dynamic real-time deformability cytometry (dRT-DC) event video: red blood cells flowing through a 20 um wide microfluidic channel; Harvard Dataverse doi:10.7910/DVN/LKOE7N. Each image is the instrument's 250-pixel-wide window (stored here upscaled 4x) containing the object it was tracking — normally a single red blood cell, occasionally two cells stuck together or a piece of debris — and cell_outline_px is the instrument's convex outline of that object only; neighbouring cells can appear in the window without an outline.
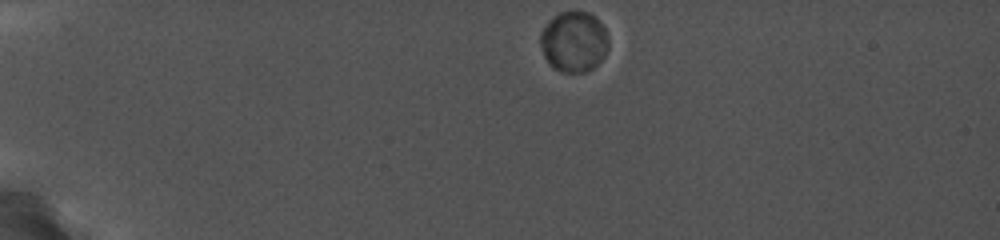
{"species": "common noctule bat (a hibernating species)", "species_latin": "Nyctalus noctula", "temperature_condition": "cold", "stored_images_in_passage": 47, "camera_frame_rate_fps": 5000, "um_per_image_px": 0.085, "animal": {"sex": "female", "body_mass_g": 19.0, "forearm_length_mm": 56.7}, "frame": {"image": 1, "passage_image": 1, "time_ms": 0.0, "image_size_px": [1000, 240], "cell_outline_px": [[608, 48], [604, 56], [592, 68], [584, 72], [564, 72], [552, 68], [548, 64], [544, 56], [540, 44], [540, 32], [548, 20], [552, 16], [560, 12], [588, 12], [596, 16], [604, 28], [608, 36]], "centroid_in_image_um": [48.76, 3.53], "position_along_channel_um": 36.2, "area_um2": 24.22}}
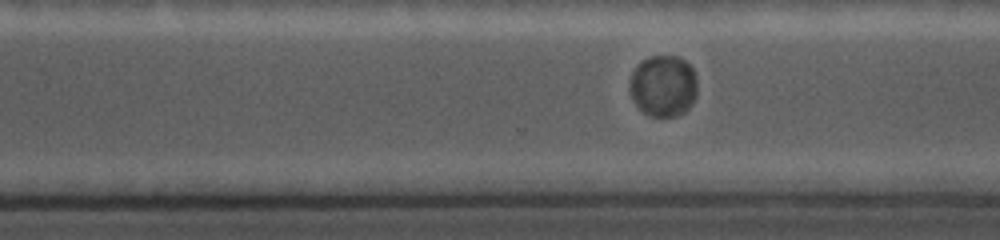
{"frame": {"image": 2, "passage_image": 40, "time_ms": 9.6, "image_size_px": [1000, 240], "cell_outline_px": [[696, 96], [692, 104], [684, 112], [676, 116], [652, 116], [644, 112], [636, 104], [628, 88], [632, 72], [640, 60], [648, 56], [676, 56], [684, 60], [692, 68], [696, 76]], "centroid_in_image_um": [56.37, 7.28], "position_along_channel_um": 314.2, "area_um2": 24.28}}
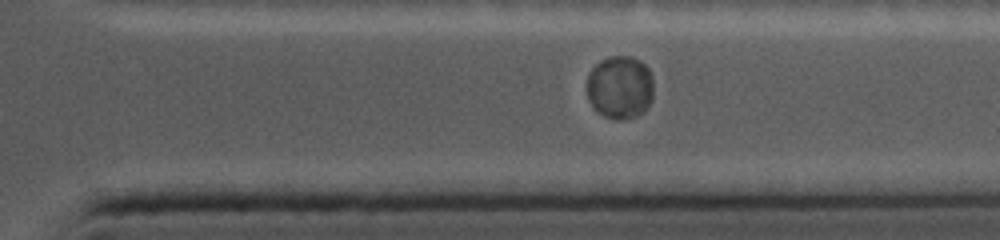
{"frame": {"image": 3, "passage_image": 45, "time_ms": 10.8, "image_size_px": [1000, 240], "cell_outline_px": [[652, 96], [644, 112], [636, 116], [624, 120], [616, 120], [604, 116], [588, 100], [588, 72], [600, 60], [612, 56], [628, 56], [640, 60], [648, 68], [652, 76]], "centroid_in_image_um": [52.7, 7.41], "position_along_channel_um": 358.7, "area_um2": 24.45}}